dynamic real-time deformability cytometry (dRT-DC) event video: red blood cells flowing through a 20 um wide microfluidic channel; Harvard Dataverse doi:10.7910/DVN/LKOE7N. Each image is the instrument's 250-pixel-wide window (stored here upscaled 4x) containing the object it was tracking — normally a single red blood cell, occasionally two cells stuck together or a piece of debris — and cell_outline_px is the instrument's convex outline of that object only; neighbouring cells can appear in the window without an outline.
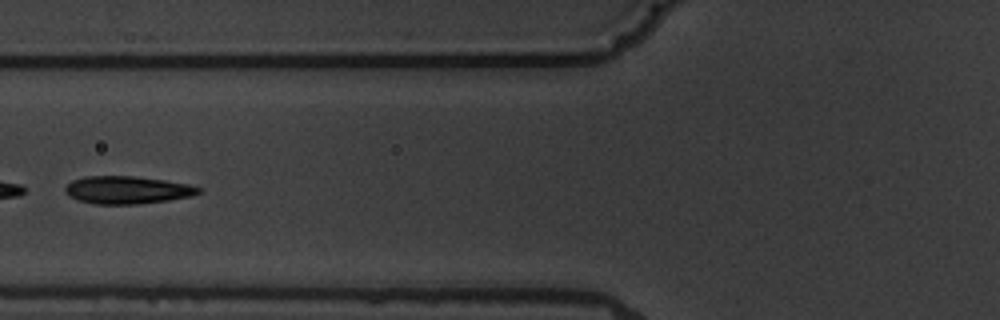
{"species": "common noctule bat (a hibernating species)", "species_latin": "Nyctalus noctula", "temperature_condition": "warm", "stored_images_in_passage": 7, "camera_frame_rate_fps": 3000, "um_per_image_px": 0.085, "animal": {"sex": "male", "body_mass_g": 19.5, "forearm_length_mm": 54.6}, "frame": {"image": 1, "passage_image": 7, "time_ms": 7.667, "image_size_px": [1000, 320], "cell_outline_px": [[204, 188], [200, 192], [192, 196], [168, 200], [136, 204], [92, 204], [76, 200], [68, 196], [64, 192], [64, 188], [72, 180], [84, 176], [136, 176], [164, 180], [188, 184]], "centroid_in_image_um": [10.78, 16.15], "position_along_channel_um": 115.0, "area_um2": 21.73}}